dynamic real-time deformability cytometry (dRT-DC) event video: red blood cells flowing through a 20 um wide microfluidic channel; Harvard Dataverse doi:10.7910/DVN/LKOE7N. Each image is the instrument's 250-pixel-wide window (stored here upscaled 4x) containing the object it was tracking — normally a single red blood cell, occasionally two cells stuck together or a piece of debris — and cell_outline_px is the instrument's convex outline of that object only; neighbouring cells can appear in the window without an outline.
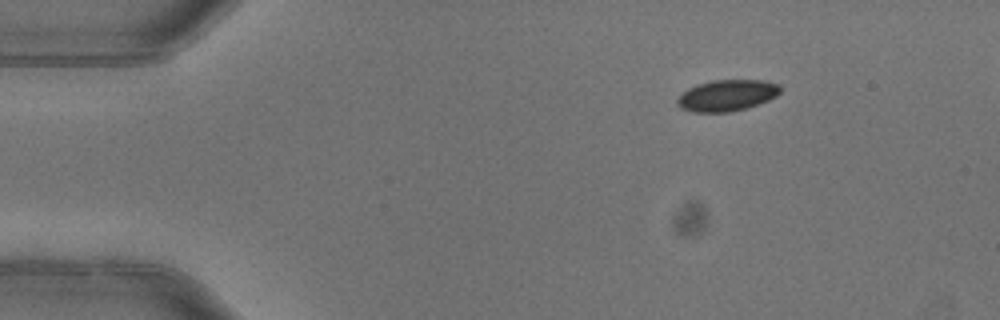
{"species": "common noctule bat (a hibernating species)", "species_latin": "Nyctalus noctula", "temperature_condition": "warm", "stored_images_in_passage": 2, "camera_frame_rate_fps": 3000, "um_per_image_px": 0.085, "animal": {"sex": "female"}, "frame": {"image": 1, "passage_image": 2, "time_ms": 0.333, "image_size_px": [1000, 320], "cell_outline_px": [[780, 92], [776, 96], [768, 100], [744, 108], [728, 112], [692, 112], [680, 108], [676, 104], [676, 100], [688, 88], [696, 84], [712, 80], [764, 80], [780, 84]], "centroid_in_image_um": [61.77, 8.1], "position_along_channel_um": 23.2, "area_um2": 18.73}}